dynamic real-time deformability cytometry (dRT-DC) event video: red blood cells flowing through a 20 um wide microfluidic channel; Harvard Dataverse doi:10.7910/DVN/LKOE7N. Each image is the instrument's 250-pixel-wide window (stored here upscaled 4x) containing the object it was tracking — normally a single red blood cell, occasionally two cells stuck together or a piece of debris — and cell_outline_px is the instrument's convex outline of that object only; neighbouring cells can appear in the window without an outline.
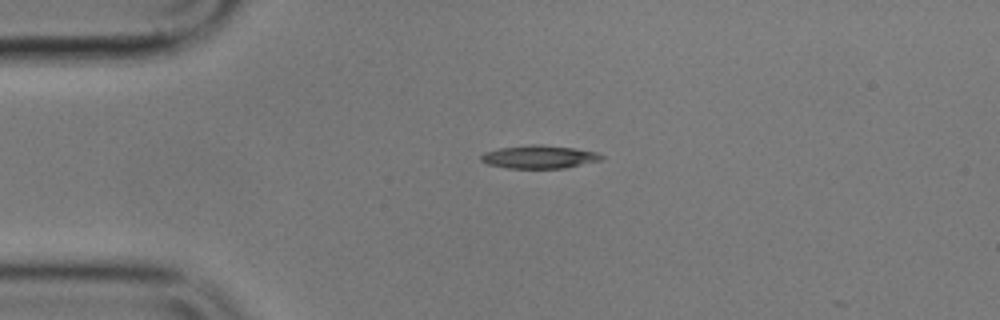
{"species": "common noctule bat (a hibernating species)", "species_latin": "Nyctalus noctula", "temperature_condition": "cold", "stored_images_in_passage": 2, "camera_frame_rate_fps": 3000, "um_per_image_px": 0.085, "animal": {"sex": "male", "body_mass_g": 17.9}, "frame": {"image": 1, "passage_image": 1, "time_ms": 0.0, "image_size_px": [1000, 320], "cell_outline_px": [[604, 156], [600, 160], [564, 168], [508, 168], [488, 164], [480, 160], [480, 156], [484, 152], [500, 148], [532, 144], [540, 144], [572, 148], [596, 152]], "centroid_in_image_um": [45.79, 13.33], "position_along_channel_um": 39.2, "area_um2": 16.01}}